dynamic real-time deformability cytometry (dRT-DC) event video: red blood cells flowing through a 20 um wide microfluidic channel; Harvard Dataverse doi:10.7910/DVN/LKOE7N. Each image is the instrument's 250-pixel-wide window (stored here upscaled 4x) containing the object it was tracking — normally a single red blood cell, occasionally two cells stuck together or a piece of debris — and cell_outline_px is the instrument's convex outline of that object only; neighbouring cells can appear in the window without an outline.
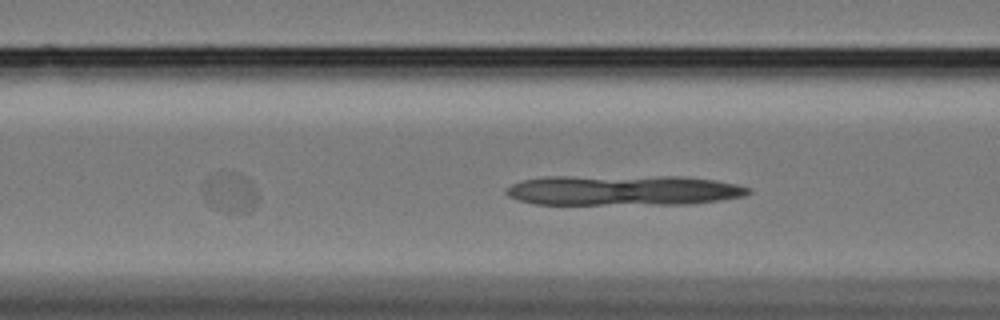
{"species": "Egyptian fruit bat (a non-hibernating species)", "species_latin": "Rousettus aegyptiacus", "temperature_condition": "cold", "stored_images_in_passage": 25, "segment_of_instrument_passage": [2, 2], "camera_frame_rate_fps": 3000, "um_per_image_px": 0.085, "animal": {"sex": "female"}, "frame": {"image": 1, "passage_image": 23, "time_ms": 7.333, "image_size_px": [1000, 320], "cell_outline_px": [[260, 196], [256, 208], [248, 212], [224, 212], [212, 208], [204, 200], [200, 188], [208, 180], [248, 184]], "centroid_in_image_um": [19.54, 16.7], "position_along_channel_um": 147.1, "area_um2": 10.64}}